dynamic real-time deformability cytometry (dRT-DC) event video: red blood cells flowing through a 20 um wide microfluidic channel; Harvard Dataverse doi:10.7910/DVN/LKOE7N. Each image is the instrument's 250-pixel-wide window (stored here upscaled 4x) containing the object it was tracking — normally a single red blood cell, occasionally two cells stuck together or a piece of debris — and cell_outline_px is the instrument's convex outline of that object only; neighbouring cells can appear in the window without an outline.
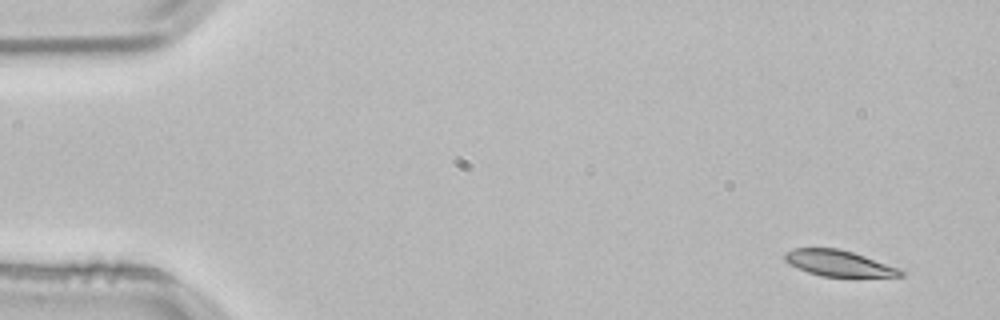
{"species": "common noctule bat (a hibernating species)", "species_latin": "Nyctalus noctula", "temperature_condition": "room temperature", "stored_images_in_passage": 3, "camera_frame_rate_fps": 3000, "um_per_image_px": 0.085, "animal": {"sex": "male", "body_mass_g": 21.5, "forearm_length_mm": 52.0}, "frame": {"image": 1, "passage_image": 1, "time_ms": 0.0, "image_size_px": [1000, 320], "cell_outline_px": [[904, 276], [820, 276], [808, 272], [784, 260], [784, 252], [792, 248], [840, 248], [900, 268], [904, 272]], "centroid_in_image_um": [71.28, 22.36], "position_along_channel_um": 13.7, "area_um2": 17.28}}
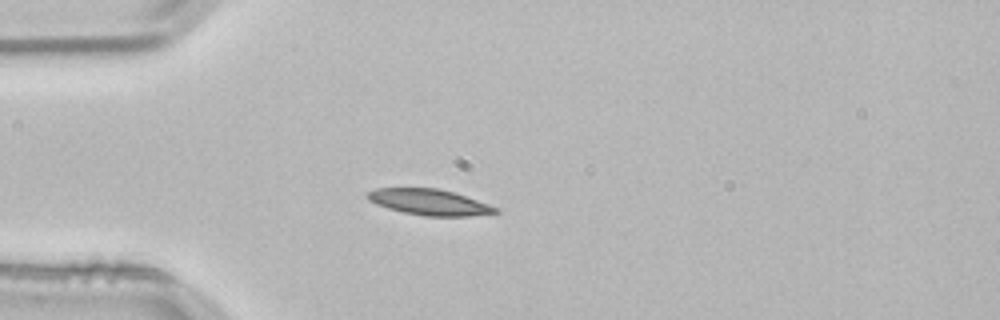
{"frame": {"image": 2, "passage_image": 3, "time_ms": 0.667, "image_size_px": [1000, 320], "cell_outline_px": [[500, 212], [468, 216], [424, 216], [404, 212], [388, 208], [376, 204], [368, 200], [364, 196], [364, 192], [376, 188], [436, 188], [452, 192], [500, 208]], "centroid_in_image_um": [36.43, 17.18], "position_along_channel_um": 48.6, "area_um2": 19.31}}